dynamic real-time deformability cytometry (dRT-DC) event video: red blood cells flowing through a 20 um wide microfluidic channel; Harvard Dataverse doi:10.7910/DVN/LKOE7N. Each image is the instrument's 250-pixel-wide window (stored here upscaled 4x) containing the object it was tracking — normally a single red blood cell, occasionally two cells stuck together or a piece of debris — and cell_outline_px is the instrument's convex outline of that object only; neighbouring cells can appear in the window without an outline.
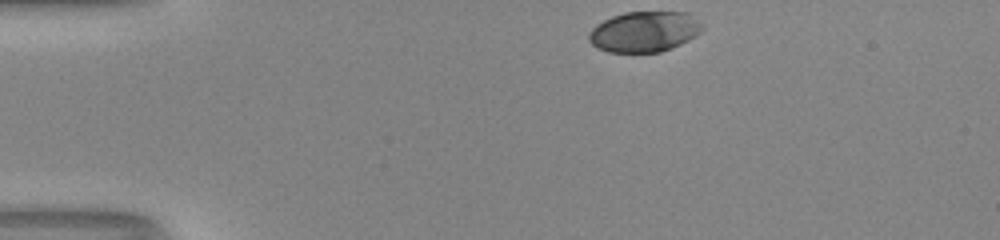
{"species": "human", "species_latin": "Homo sapiens", "temperature_condition": "room temperature", "stored_images_in_passage": 33, "camera_frame_rate_fps": 3000, "um_per_image_px": 0.085, "donor": {"sex": "male"}, "frame": {"image": 1, "passage_image": 1, "time_ms": 0.0, "image_size_px": [1000, 240], "cell_outline_px": [[704, 28], [700, 32], [688, 40], [672, 48], [660, 52], [608, 52], [596, 48], [588, 40], [588, 32], [596, 24], [612, 16], [624, 12], [688, 12]], "centroid_in_image_um": [54.72, 2.69], "position_along_channel_um": 30.3, "area_um2": 26.82}}
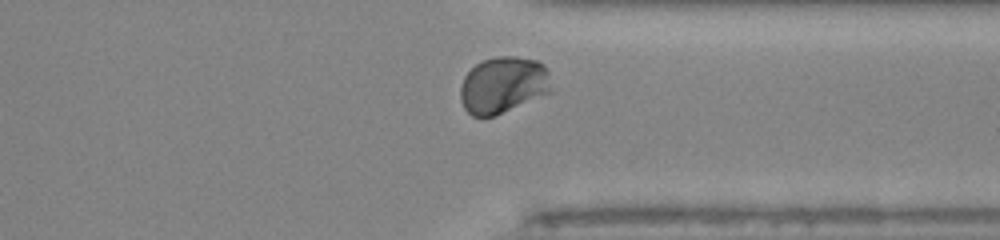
{"frame": {"image": 2, "passage_image": 31, "time_ms": 10.0, "image_size_px": [1000, 240], "cell_outline_px": [[552, 92], [492, 116], [472, 116], [464, 108], [460, 100], [460, 84], [464, 76], [476, 64], [484, 60], [496, 56], [516, 56], [536, 60], [544, 64], [548, 68]], "centroid_in_image_um": [42.77, 7.2], "position_along_channel_um": 368.6, "area_um2": 30.06}, "authors_computed_cell_mechanics": {"area_um2": 28.8422, "velocity_mm_per_s": 4.0981, "shape_relaxation_time_tau1_ms": 2.2402, "shape_relaxation_time_tau2_ms": null, "deformation_change_tau1": 0.1404, "deformation_change_tau2": null}}